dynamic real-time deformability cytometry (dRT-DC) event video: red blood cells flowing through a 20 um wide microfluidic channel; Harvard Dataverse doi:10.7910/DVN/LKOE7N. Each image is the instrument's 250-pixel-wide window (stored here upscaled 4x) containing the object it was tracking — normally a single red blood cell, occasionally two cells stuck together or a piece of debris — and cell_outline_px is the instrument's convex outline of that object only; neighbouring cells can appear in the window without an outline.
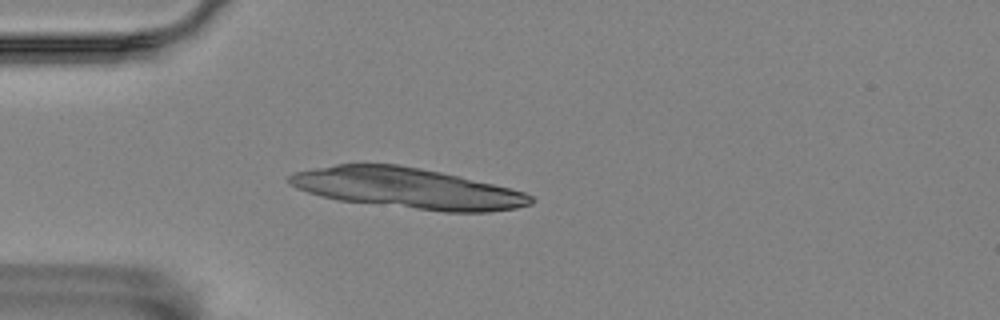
{"species": "Egyptian fruit bat (a non-hibernating species)", "species_latin": "Rousettus aegyptiacus", "temperature_condition": "room temperature", "stored_images_in_passage": 12, "segment_of_instrument_passage": [2, 2], "camera_frame_rate_fps": 3000, "um_per_image_px": 0.085, "animal": {"sex": "female"}, "frame": {"image": 1, "passage_image": 12, "time_ms": 3.667, "image_size_px": [1000, 320], "cell_outline_px": [[532, 200], [524, 204], [508, 208], [428, 208], [412, 204], [456, 180], [460, 180], [484, 184], [504, 188], [520, 192]], "centroid_in_image_um": [40.18, 16.73], "position_along_channel_um": 44.8, "area_um2": 15.9}}